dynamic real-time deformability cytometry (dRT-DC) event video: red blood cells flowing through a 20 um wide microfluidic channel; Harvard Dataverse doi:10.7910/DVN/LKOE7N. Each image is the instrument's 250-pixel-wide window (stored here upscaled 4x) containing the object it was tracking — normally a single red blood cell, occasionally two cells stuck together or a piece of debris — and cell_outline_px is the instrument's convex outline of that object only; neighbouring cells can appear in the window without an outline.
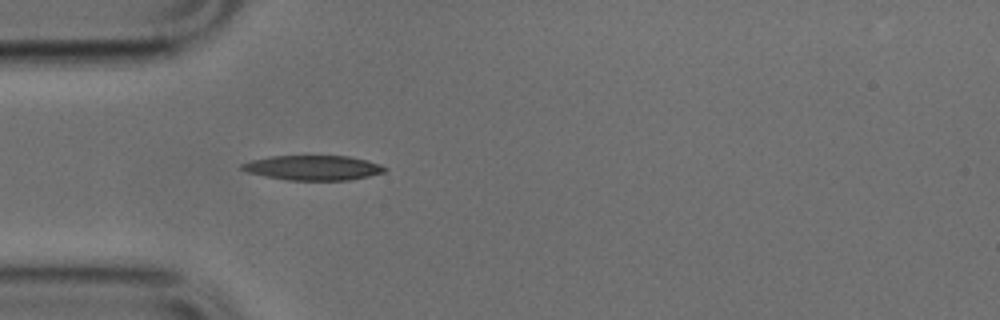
{"species": "common noctule bat (a hibernating species)", "species_latin": "Nyctalus noctula", "temperature_condition": "cold", "stored_images_in_passage": 6, "camera_frame_rate_fps": 3000, "um_per_image_px": 0.085, "animal": {"sex": "male", "body_mass_g": 17.9, "forearm_length_mm": 54.2}, "frame": {"image": 1, "passage_image": 5, "time_ms": 1.333, "image_size_px": [1000, 320], "cell_outline_px": [[388, 168], [384, 172], [368, 176], [348, 180], [288, 180], [264, 176], [248, 172], [240, 168], [240, 164], [252, 160], [268, 156], [348, 156], [368, 160], [380, 164]], "centroid_in_image_um": [26.61, 14.25], "position_along_channel_um": 58.4, "area_um2": 20.63}}